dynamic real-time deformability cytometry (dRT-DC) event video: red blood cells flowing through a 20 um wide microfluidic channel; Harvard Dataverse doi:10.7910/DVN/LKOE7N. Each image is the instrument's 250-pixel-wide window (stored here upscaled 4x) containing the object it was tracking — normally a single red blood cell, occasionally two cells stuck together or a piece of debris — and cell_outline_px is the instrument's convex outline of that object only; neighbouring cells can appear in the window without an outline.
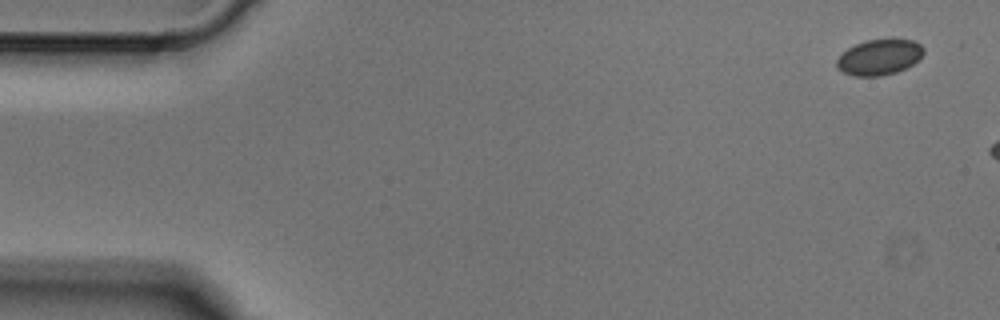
{"species": "Egyptian fruit bat (a non-hibernating species)", "species_latin": "Rousettus aegyptiacus", "temperature_condition": "cold", "stored_images_in_passage": 3, "segment_of_instrument_passage": [2, 2], "camera_frame_rate_fps": 3000, "um_per_image_px": 0.085, "animal": {"sex": "male"}, "frame": {"image": 1, "passage_image": 3, "time_ms": 0.667, "image_size_px": [1000, 320], "cell_outline_px": [[924, 52], [912, 64], [896, 72], [880, 76], [852, 76], [836, 68], [836, 60], [848, 48], [856, 44], [868, 40], [912, 40], [920, 44], [924, 48]], "centroid_in_image_um": [74.71, 4.87], "position_along_channel_um": 10.3, "area_um2": 17.69}}